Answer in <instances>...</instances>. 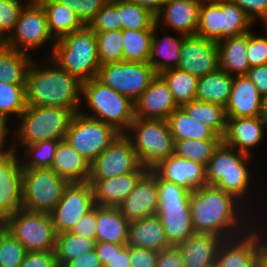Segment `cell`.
Wrapping results in <instances>:
<instances>
[{
  "mask_svg": "<svg viewBox=\"0 0 267 267\" xmlns=\"http://www.w3.org/2000/svg\"><path fill=\"white\" fill-rule=\"evenodd\" d=\"M246 56L250 67L267 64V37H256L249 31Z\"/></svg>",
  "mask_w": 267,
  "mask_h": 267,
  "instance_id": "cell-50",
  "label": "cell"
},
{
  "mask_svg": "<svg viewBox=\"0 0 267 267\" xmlns=\"http://www.w3.org/2000/svg\"><path fill=\"white\" fill-rule=\"evenodd\" d=\"M142 7L148 9L152 14L156 15L159 13L161 7L163 6V3L166 0H132Z\"/></svg>",
  "mask_w": 267,
  "mask_h": 267,
  "instance_id": "cell-62",
  "label": "cell"
},
{
  "mask_svg": "<svg viewBox=\"0 0 267 267\" xmlns=\"http://www.w3.org/2000/svg\"><path fill=\"white\" fill-rule=\"evenodd\" d=\"M167 83L174 101L180 107L195 100L198 77L179 68H171L159 74Z\"/></svg>",
  "mask_w": 267,
  "mask_h": 267,
  "instance_id": "cell-38",
  "label": "cell"
},
{
  "mask_svg": "<svg viewBox=\"0 0 267 267\" xmlns=\"http://www.w3.org/2000/svg\"><path fill=\"white\" fill-rule=\"evenodd\" d=\"M249 234L234 237L236 241L223 240L216 254L217 267H257L256 234Z\"/></svg>",
  "mask_w": 267,
  "mask_h": 267,
  "instance_id": "cell-25",
  "label": "cell"
},
{
  "mask_svg": "<svg viewBox=\"0 0 267 267\" xmlns=\"http://www.w3.org/2000/svg\"><path fill=\"white\" fill-rule=\"evenodd\" d=\"M157 27V25L154 26L151 52L148 63L152 66L157 74H160L162 71L167 69L178 67L181 56V46L185 35H182L181 38L166 36L163 40L158 41V37L155 33ZM159 55L164 58L163 61L155 60Z\"/></svg>",
  "mask_w": 267,
  "mask_h": 267,
  "instance_id": "cell-34",
  "label": "cell"
},
{
  "mask_svg": "<svg viewBox=\"0 0 267 267\" xmlns=\"http://www.w3.org/2000/svg\"><path fill=\"white\" fill-rule=\"evenodd\" d=\"M70 182L53 170L23 169L22 208L50 213L63 197Z\"/></svg>",
  "mask_w": 267,
  "mask_h": 267,
  "instance_id": "cell-10",
  "label": "cell"
},
{
  "mask_svg": "<svg viewBox=\"0 0 267 267\" xmlns=\"http://www.w3.org/2000/svg\"><path fill=\"white\" fill-rule=\"evenodd\" d=\"M7 120L5 117L0 113V147H4L5 137L8 136L9 129L6 127Z\"/></svg>",
  "mask_w": 267,
  "mask_h": 267,
  "instance_id": "cell-63",
  "label": "cell"
},
{
  "mask_svg": "<svg viewBox=\"0 0 267 267\" xmlns=\"http://www.w3.org/2000/svg\"><path fill=\"white\" fill-rule=\"evenodd\" d=\"M129 129L136 132L130 140L143 167L152 169L174 154L175 142L167 120L134 118Z\"/></svg>",
  "mask_w": 267,
  "mask_h": 267,
  "instance_id": "cell-8",
  "label": "cell"
},
{
  "mask_svg": "<svg viewBox=\"0 0 267 267\" xmlns=\"http://www.w3.org/2000/svg\"><path fill=\"white\" fill-rule=\"evenodd\" d=\"M70 232L78 236L96 240V205L77 221Z\"/></svg>",
  "mask_w": 267,
  "mask_h": 267,
  "instance_id": "cell-53",
  "label": "cell"
},
{
  "mask_svg": "<svg viewBox=\"0 0 267 267\" xmlns=\"http://www.w3.org/2000/svg\"><path fill=\"white\" fill-rule=\"evenodd\" d=\"M265 124V125H264ZM266 123L259 117L227 118L222 142L249 155V149L260 143ZM236 147V148H235Z\"/></svg>",
  "mask_w": 267,
  "mask_h": 267,
  "instance_id": "cell-23",
  "label": "cell"
},
{
  "mask_svg": "<svg viewBox=\"0 0 267 267\" xmlns=\"http://www.w3.org/2000/svg\"><path fill=\"white\" fill-rule=\"evenodd\" d=\"M3 223L27 251H55L57 233L49 213L21 208L6 217Z\"/></svg>",
  "mask_w": 267,
  "mask_h": 267,
  "instance_id": "cell-9",
  "label": "cell"
},
{
  "mask_svg": "<svg viewBox=\"0 0 267 267\" xmlns=\"http://www.w3.org/2000/svg\"><path fill=\"white\" fill-rule=\"evenodd\" d=\"M129 224L117 207L96 205V242L127 244Z\"/></svg>",
  "mask_w": 267,
  "mask_h": 267,
  "instance_id": "cell-29",
  "label": "cell"
},
{
  "mask_svg": "<svg viewBox=\"0 0 267 267\" xmlns=\"http://www.w3.org/2000/svg\"><path fill=\"white\" fill-rule=\"evenodd\" d=\"M128 133L120 134L91 164L89 180L117 177L131 172H146L140 164Z\"/></svg>",
  "mask_w": 267,
  "mask_h": 267,
  "instance_id": "cell-13",
  "label": "cell"
},
{
  "mask_svg": "<svg viewBox=\"0 0 267 267\" xmlns=\"http://www.w3.org/2000/svg\"><path fill=\"white\" fill-rule=\"evenodd\" d=\"M51 60L81 82L97 78L100 61L95 32L85 25L55 41Z\"/></svg>",
  "mask_w": 267,
  "mask_h": 267,
  "instance_id": "cell-3",
  "label": "cell"
},
{
  "mask_svg": "<svg viewBox=\"0 0 267 267\" xmlns=\"http://www.w3.org/2000/svg\"><path fill=\"white\" fill-rule=\"evenodd\" d=\"M104 267H130V246L113 243V255Z\"/></svg>",
  "mask_w": 267,
  "mask_h": 267,
  "instance_id": "cell-57",
  "label": "cell"
},
{
  "mask_svg": "<svg viewBox=\"0 0 267 267\" xmlns=\"http://www.w3.org/2000/svg\"><path fill=\"white\" fill-rule=\"evenodd\" d=\"M262 96L247 75L234 77L229 102L225 107L227 118L259 116Z\"/></svg>",
  "mask_w": 267,
  "mask_h": 267,
  "instance_id": "cell-22",
  "label": "cell"
},
{
  "mask_svg": "<svg viewBox=\"0 0 267 267\" xmlns=\"http://www.w3.org/2000/svg\"><path fill=\"white\" fill-rule=\"evenodd\" d=\"M23 6L20 0H0V29L3 33L13 32Z\"/></svg>",
  "mask_w": 267,
  "mask_h": 267,
  "instance_id": "cell-51",
  "label": "cell"
},
{
  "mask_svg": "<svg viewBox=\"0 0 267 267\" xmlns=\"http://www.w3.org/2000/svg\"><path fill=\"white\" fill-rule=\"evenodd\" d=\"M258 236L260 235H256L257 267H267V243H261L262 239Z\"/></svg>",
  "mask_w": 267,
  "mask_h": 267,
  "instance_id": "cell-61",
  "label": "cell"
},
{
  "mask_svg": "<svg viewBox=\"0 0 267 267\" xmlns=\"http://www.w3.org/2000/svg\"><path fill=\"white\" fill-rule=\"evenodd\" d=\"M37 1L45 10L48 28L55 41L85 26L76 13L64 4L56 0Z\"/></svg>",
  "mask_w": 267,
  "mask_h": 267,
  "instance_id": "cell-32",
  "label": "cell"
},
{
  "mask_svg": "<svg viewBox=\"0 0 267 267\" xmlns=\"http://www.w3.org/2000/svg\"><path fill=\"white\" fill-rule=\"evenodd\" d=\"M248 156L243 152L236 153L234 148L221 142L206 166L207 185L242 199L250 183V172L246 166Z\"/></svg>",
  "mask_w": 267,
  "mask_h": 267,
  "instance_id": "cell-6",
  "label": "cell"
},
{
  "mask_svg": "<svg viewBox=\"0 0 267 267\" xmlns=\"http://www.w3.org/2000/svg\"><path fill=\"white\" fill-rule=\"evenodd\" d=\"M59 140H45L33 145H26L27 151L33 154V158L22 164L23 169L50 168Z\"/></svg>",
  "mask_w": 267,
  "mask_h": 267,
  "instance_id": "cell-47",
  "label": "cell"
},
{
  "mask_svg": "<svg viewBox=\"0 0 267 267\" xmlns=\"http://www.w3.org/2000/svg\"><path fill=\"white\" fill-rule=\"evenodd\" d=\"M95 246L96 240L78 236L71 232L58 233L55 246L58 267H64L78 255L94 250Z\"/></svg>",
  "mask_w": 267,
  "mask_h": 267,
  "instance_id": "cell-40",
  "label": "cell"
},
{
  "mask_svg": "<svg viewBox=\"0 0 267 267\" xmlns=\"http://www.w3.org/2000/svg\"><path fill=\"white\" fill-rule=\"evenodd\" d=\"M156 75L149 63L121 61L100 65L97 79L134 102Z\"/></svg>",
  "mask_w": 267,
  "mask_h": 267,
  "instance_id": "cell-12",
  "label": "cell"
},
{
  "mask_svg": "<svg viewBox=\"0 0 267 267\" xmlns=\"http://www.w3.org/2000/svg\"><path fill=\"white\" fill-rule=\"evenodd\" d=\"M100 65L123 61L122 30L95 32Z\"/></svg>",
  "mask_w": 267,
  "mask_h": 267,
  "instance_id": "cell-44",
  "label": "cell"
},
{
  "mask_svg": "<svg viewBox=\"0 0 267 267\" xmlns=\"http://www.w3.org/2000/svg\"><path fill=\"white\" fill-rule=\"evenodd\" d=\"M95 207L89 182L70 183L51 215L56 233L70 232L77 221Z\"/></svg>",
  "mask_w": 267,
  "mask_h": 267,
  "instance_id": "cell-15",
  "label": "cell"
},
{
  "mask_svg": "<svg viewBox=\"0 0 267 267\" xmlns=\"http://www.w3.org/2000/svg\"><path fill=\"white\" fill-rule=\"evenodd\" d=\"M82 94L94 111V115L86 116L107 123L121 134H125V128H130L135 117L134 104L128 97L104 85L97 78L82 82Z\"/></svg>",
  "mask_w": 267,
  "mask_h": 267,
  "instance_id": "cell-5",
  "label": "cell"
},
{
  "mask_svg": "<svg viewBox=\"0 0 267 267\" xmlns=\"http://www.w3.org/2000/svg\"><path fill=\"white\" fill-rule=\"evenodd\" d=\"M196 34L207 40H222L221 0H202Z\"/></svg>",
  "mask_w": 267,
  "mask_h": 267,
  "instance_id": "cell-41",
  "label": "cell"
},
{
  "mask_svg": "<svg viewBox=\"0 0 267 267\" xmlns=\"http://www.w3.org/2000/svg\"><path fill=\"white\" fill-rule=\"evenodd\" d=\"M152 170L162 179L192 192L207 185L206 166L175 154L160 161Z\"/></svg>",
  "mask_w": 267,
  "mask_h": 267,
  "instance_id": "cell-20",
  "label": "cell"
},
{
  "mask_svg": "<svg viewBox=\"0 0 267 267\" xmlns=\"http://www.w3.org/2000/svg\"><path fill=\"white\" fill-rule=\"evenodd\" d=\"M120 134L107 123L76 112L65 140L91 164Z\"/></svg>",
  "mask_w": 267,
  "mask_h": 267,
  "instance_id": "cell-11",
  "label": "cell"
},
{
  "mask_svg": "<svg viewBox=\"0 0 267 267\" xmlns=\"http://www.w3.org/2000/svg\"><path fill=\"white\" fill-rule=\"evenodd\" d=\"M209 267H217V265H216V264H213V265H211V266H209Z\"/></svg>",
  "mask_w": 267,
  "mask_h": 267,
  "instance_id": "cell-68",
  "label": "cell"
},
{
  "mask_svg": "<svg viewBox=\"0 0 267 267\" xmlns=\"http://www.w3.org/2000/svg\"><path fill=\"white\" fill-rule=\"evenodd\" d=\"M3 228H4L3 220L0 219V230H2Z\"/></svg>",
  "mask_w": 267,
  "mask_h": 267,
  "instance_id": "cell-66",
  "label": "cell"
},
{
  "mask_svg": "<svg viewBox=\"0 0 267 267\" xmlns=\"http://www.w3.org/2000/svg\"><path fill=\"white\" fill-rule=\"evenodd\" d=\"M252 22V19L237 4L229 0H221L222 40L246 34L250 31L248 27Z\"/></svg>",
  "mask_w": 267,
  "mask_h": 267,
  "instance_id": "cell-42",
  "label": "cell"
},
{
  "mask_svg": "<svg viewBox=\"0 0 267 267\" xmlns=\"http://www.w3.org/2000/svg\"><path fill=\"white\" fill-rule=\"evenodd\" d=\"M14 30L11 35H7V46L25 53L53 38L45 10L37 0H30L28 6L21 10Z\"/></svg>",
  "mask_w": 267,
  "mask_h": 267,
  "instance_id": "cell-14",
  "label": "cell"
},
{
  "mask_svg": "<svg viewBox=\"0 0 267 267\" xmlns=\"http://www.w3.org/2000/svg\"><path fill=\"white\" fill-rule=\"evenodd\" d=\"M64 267H104L96 250L87 251L70 260Z\"/></svg>",
  "mask_w": 267,
  "mask_h": 267,
  "instance_id": "cell-59",
  "label": "cell"
},
{
  "mask_svg": "<svg viewBox=\"0 0 267 267\" xmlns=\"http://www.w3.org/2000/svg\"><path fill=\"white\" fill-rule=\"evenodd\" d=\"M133 104L135 118L153 120H167L170 114L179 107L167 83L159 74Z\"/></svg>",
  "mask_w": 267,
  "mask_h": 267,
  "instance_id": "cell-19",
  "label": "cell"
},
{
  "mask_svg": "<svg viewBox=\"0 0 267 267\" xmlns=\"http://www.w3.org/2000/svg\"><path fill=\"white\" fill-rule=\"evenodd\" d=\"M158 188L157 216L165 231L170 246L176 247L196 234L190 210V191L156 174Z\"/></svg>",
  "mask_w": 267,
  "mask_h": 267,
  "instance_id": "cell-4",
  "label": "cell"
},
{
  "mask_svg": "<svg viewBox=\"0 0 267 267\" xmlns=\"http://www.w3.org/2000/svg\"><path fill=\"white\" fill-rule=\"evenodd\" d=\"M26 84L0 82V113L5 117L9 114L20 115L26 108Z\"/></svg>",
  "mask_w": 267,
  "mask_h": 267,
  "instance_id": "cell-45",
  "label": "cell"
},
{
  "mask_svg": "<svg viewBox=\"0 0 267 267\" xmlns=\"http://www.w3.org/2000/svg\"><path fill=\"white\" fill-rule=\"evenodd\" d=\"M201 3L202 0H166L159 13L155 15V23L159 25L162 16L165 20L163 22L181 35H195Z\"/></svg>",
  "mask_w": 267,
  "mask_h": 267,
  "instance_id": "cell-21",
  "label": "cell"
},
{
  "mask_svg": "<svg viewBox=\"0 0 267 267\" xmlns=\"http://www.w3.org/2000/svg\"><path fill=\"white\" fill-rule=\"evenodd\" d=\"M237 4L254 21L255 17L262 18L267 25V0H229ZM257 15V16H256Z\"/></svg>",
  "mask_w": 267,
  "mask_h": 267,
  "instance_id": "cell-55",
  "label": "cell"
},
{
  "mask_svg": "<svg viewBox=\"0 0 267 267\" xmlns=\"http://www.w3.org/2000/svg\"><path fill=\"white\" fill-rule=\"evenodd\" d=\"M118 12L121 30L154 29L155 15L132 0L111 3Z\"/></svg>",
  "mask_w": 267,
  "mask_h": 267,
  "instance_id": "cell-37",
  "label": "cell"
},
{
  "mask_svg": "<svg viewBox=\"0 0 267 267\" xmlns=\"http://www.w3.org/2000/svg\"><path fill=\"white\" fill-rule=\"evenodd\" d=\"M177 68L198 78L217 70L219 68L217 42L197 34L185 36Z\"/></svg>",
  "mask_w": 267,
  "mask_h": 267,
  "instance_id": "cell-17",
  "label": "cell"
},
{
  "mask_svg": "<svg viewBox=\"0 0 267 267\" xmlns=\"http://www.w3.org/2000/svg\"><path fill=\"white\" fill-rule=\"evenodd\" d=\"M154 29L122 30L123 61L149 62Z\"/></svg>",
  "mask_w": 267,
  "mask_h": 267,
  "instance_id": "cell-39",
  "label": "cell"
},
{
  "mask_svg": "<svg viewBox=\"0 0 267 267\" xmlns=\"http://www.w3.org/2000/svg\"><path fill=\"white\" fill-rule=\"evenodd\" d=\"M3 34V31L0 29V47L7 46V37Z\"/></svg>",
  "mask_w": 267,
  "mask_h": 267,
  "instance_id": "cell-65",
  "label": "cell"
},
{
  "mask_svg": "<svg viewBox=\"0 0 267 267\" xmlns=\"http://www.w3.org/2000/svg\"><path fill=\"white\" fill-rule=\"evenodd\" d=\"M117 208L129 222L156 216L158 209L156 173L148 169L140 177L134 190Z\"/></svg>",
  "mask_w": 267,
  "mask_h": 267,
  "instance_id": "cell-18",
  "label": "cell"
},
{
  "mask_svg": "<svg viewBox=\"0 0 267 267\" xmlns=\"http://www.w3.org/2000/svg\"><path fill=\"white\" fill-rule=\"evenodd\" d=\"M219 68L233 75H246L251 68L246 56L248 32L240 36L227 37L217 42ZM233 73V74H232Z\"/></svg>",
  "mask_w": 267,
  "mask_h": 267,
  "instance_id": "cell-30",
  "label": "cell"
},
{
  "mask_svg": "<svg viewBox=\"0 0 267 267\" xmlns=\"http://www.w3.org/2000/svg\"><path fill=\"white\" fill-rule=\"evenodd\" d=\"M26 54L9 46L0 47V82L26 84L31 63Z\"/></svg>",
  "mask_w": 267,
  "mask_h": 267,
  "instance_id": "cell-36",
  "label": "cell"
},
{
  "mask_svg": "<svg viewBox=\"0 0 267 267\" xmlns=\"http://www.w3.org/2000/svg\"><path fill=\"white\" fill-rule=\"evenodd\" d=\"M127 245L157 252L171 247L157 215L130 222Z\"/></svg>",
  "mask_w": 267,
  "mask_h": 267,
  "instance_id": "cell-28",
  "label": "cell"
},
{
  "mask_svg": "<svg viewBox=\"0 0 267 267\" xmlns=\"http://www.w3.org/2000/svg\"><path fill=\"white\" fill-rule=\"evenodd\" d=\"M74 115L75 112L67 108L26 105L20 115L22 122L18 130V138L25 145H33L45 140L65 139Z\"/></svg>",
  "mask_w": 267,
  "mask_h": 267,
  "instance_id": "cell-7",
  "label": "cell"
},
{
  "mask_svg": "<svg viewBox=\"0 0 267 267\" xmlns=\"http://www.w3.org/2000/svg\"><path fill=\"white\" fill-rule=\"evenodd\" d=\"M246 75L256 86L261 96L267 95V64L251 67Z\"/></svg>",
  "mask_w": 267,
  "mask_h": 267,
  "instance_id": "cell-58",
  "label": "cell"
},
{
  "mask_svg": "<svg viewBox=\"0 0 267 267\" xmlns=\"http://www.w3.org/2000/svg\"><path fill=\"white\" fill-rule=\"evenodd\" d=\"M222 140L185 139L175 141L174 154L207 166Z\"/></svg>",
  "mask_w": 267,
  "mask_h": 267,
  "instance_id": "cell-43",
  "label": "cell"
},
{
  "mask_svg": "<svg viewBox=\"0 0 267 267\" xmlns=\"http://www.w3.org/2000/svg\"><path fill=\"white\" fill-rule=\"evenodd\" d=\"M70 183L88 182L90 164L65 140H59L50 168Z\"/></svg>",
  "mask_w": 267,
  "mask_h": 267,
  "instance_id": "cell-27",
  "label": "cell"
},
{
  "mask_svg": "<svg viewBox=\"0 0 267 267\" xmlns=\"http://www.w3.org/2000/svg\"><path fill=\"white\" fill-rule=\"evenodd\" d=\"M174 142L185 139L194 140H222L207 125L191 118L185 111L178 107L167 119Z\"/></svg>",
  "mask_w": 267,
  "mask_h": 267,
  "instance_id": "cell-33",
  "label": "cell"
},
{
  "mask_svg": "<svg viewBox=\"0 0 267 267\" xmlns=\"http://www.w3.org/2000/svg\"><path fill=\"white\" fill-rule=\"evenodd\" d=\"M234 75L218 68L198 78L195 100L217 103L224 107L229 102Z\"/></svg>",
  "mask_w": 267,
  "mask_h": 267,
  "instance_id": "cell-31",
  "label": "cell"
},
{
  "mask_svg": "<svg viewBox=\"0 0 267 267\" xmlns=\"http://www.w3.org/2000/svg\"><path fill=\"white\" fill-rule=\"evenodd\" d=\"M259 117L267 125V95L262 96V98H261V106H260Z\"/></svg>",
  "mask_w": 267,
  "mask_h": 267,
  "instance_id": "cell-64",
  "label": "cell"
},
{
  "mask_svg": "<svg viewBox=\"0 0 267 267\" xmlns=\"http://www.w3.org/2000/svg\"><path fill=\"white\" fill-rule=\"evenodd\" d=\"M116 1H125V0H106L107 3H112V2H116Z\"/></svg>",
  "mask_w": 267,
  "mask_h": 267,
  "instance_id": "cell-67",
  "label": "cell"
},
{
  "mask_svg": "<svg viewBox=\"0 0 267 267\" xmlns=\"http://www.w3.org/2000/svg\"><path fill=\"white\" fill-rule=\"evenodd\" d=\"M144 173L131 172L108 179L88 180L95 205L117 207L134 190Z\"/></svg>",
  "mask_w": 267,
  "mask_h": 267,
  "instance_id": "cell-24",
  "label": "cell"
},
{
  "mask_svg": "<svg viewBox=\"0 0 267 267\" xmlns=\"http://www.w3.org/2000/svg\"><path fill=\"white\" fill-rule=\"evenodd\" d=\"M15 145L0 147V219L22 208L23 168L17 160Z\"/></svg>",
  "mask_w": 267,
  "mask_h": 267,
  "instance_id": "cell-16",
  "label": "cell"
},
{
  "mask_svg": "<svg viewBox=\"0 0 267 267\" xmlns=\"http://www.w3.org/2000/svg\"><path fill=\"white\" fill-rule=\"evenodd\" d=\"M191 118L207 125L220 137L224 136L227 123L225 107L210 102L193 100L180 106Z\"/></svg>",
  "mask_w": 267,
  "mask_h": 267,
  "instance_id": "cell-35",
  "label": "cell"
},
{
  "mask_svg": "<svg viewBox=\"0 0 267 267\" xmlns=\"http://www.w3.org/2000/svg\"><path fill=\"white\" fill-rule=\"evenodd\" d=\"M26 253L18 239L5 228L0 231V267H20Z\"/></svg>",
  "mask_w": 267,
  "mask_h": 267,
  "instance_id": "cell-46",
  "label": "cell"
},
{
  "mask_svg": "<svg viewBox=\"0 0 267 267\" xmlns=\"http://www.w3.org/2000/svg\"><path fill=\"white\" fill-rule=\"evenodd\" d=\"M235 200L233 195L215 186L205 185L190 192L189 203L195 233L213 234L224 240L233 239L234 234L230 229H235L239 223Z\"/></svg>",
  "mask_w": 267,
  "mask_h": 267,
  "instance_id": "cell-2",
  "label": "cell"
},
{
  "mask_svg": "<svg viewBox=\"0 0 267 267\" xmlns=\"http://www.w3.org/2000/svg\"><path fill=\"white\" fill-rule=\"evenodd\" d=\"M54 67L40 69L31 61L26 77V105L62 107L79 112L82 82L57 64Z\"/></svg>",
  "mask_w": 267,
  "mask_h": 267,
  "instance_id": "cell-1",
  "label": "cell"
},
{
  "mask_svg": "<svg viewBox=\"0 0 267 267\" xmlns=\"http://www.w3.org/2000/svg\"><path fill=\"white\" fill-rule=\"evenodd\" d=\"M88 26L94 32L115 31L121 29L117 9L111 4L106 3L95 15Z\"/></svg>",
  "mask_w": 267,
  "mask_h": 267,
  "instance_id": "cell-48",
  "label": "cell"
},
{
  "mask_svg": "<svg viewBox=\"0 0 267 267\" xmlns=\"http://www.w3.org/2000/svg\"><path fill=\"white\" fill-rule=\"evenodd\" d=\"M158 252L130 246V267H156Z\"/></svg>",
  "mask_w": 267,
  "mask_h": 267,
  "instance_id": "cell-54",
  "label": "cell"
},
{
  "mask_svg": "<svg viewBox=\"0 0 267 267\" xmlns=\"http://www.w3.org/2000/svg\"><path fill=\"white\" fill-rule=\"evenodd\" d=\"M20 267H58L55 251H27Z\"/></svg>",
  "mask_w": 267,
  "mask_h": 267,
  "instance_id": "cell-52",
  "label": "cell"
},
{
  "mask_svg": "<svg viewBox=\"0 0 267 267\" xmlns=\"http://www.w3.org/2000/svg\"><path fill=\"white\" fill-rule=\"evenodd\" d=\"M156 267H185L180 251L171 246L158 252Z\"/></svg>",
  "mask_w": 267,
  "mask_h": 267,
  "instance_id": "cell-56",
  "label": "cell"
},
{
  "mask_svg": "<svg viewBox=\"0 0 267 267\" xmlns=\"http://www.w3.org/2000/svg\"><path fill=\"white\" fill-rule=\"evenodd\" d=\"M223 238L213 234H194L178 244L185 267H209L215 264Z\"/></svg>",
  "mask_w": 267,
  "mask_h": 267,
  "instance_id": "cell-26",
  "label": "cell"
},
{
  "mask_svg": "<svg viewBox=\"0 0 267 267\" xmlns=\"http://www.w3.org/2000/svg\"><path fill=\"white\" fill-rule=\"evenodd\" d=\"M73 10L84 25H88L106 0H56Z\"/></svg>",
  "mask_w": 267,
  "mask_h": 267,
  "instance_id": "cell-49",
  "label": "cell"
},
{
  "mask_svg": "<svg viewBox=\"0 0 267 267\" xmlns=\"http://www.w3.org/2000/svg\"><path fill=\"white\" fill-rule=\"evenodd\" d=\"M95 250L103 266H105L113 255V243L96 242Z\"/></svg>",
  "mask_w": 267,
  "mask_h": 267,
  "instance_id": "cell-60",
  "label": "cell"
}]
</instances>
